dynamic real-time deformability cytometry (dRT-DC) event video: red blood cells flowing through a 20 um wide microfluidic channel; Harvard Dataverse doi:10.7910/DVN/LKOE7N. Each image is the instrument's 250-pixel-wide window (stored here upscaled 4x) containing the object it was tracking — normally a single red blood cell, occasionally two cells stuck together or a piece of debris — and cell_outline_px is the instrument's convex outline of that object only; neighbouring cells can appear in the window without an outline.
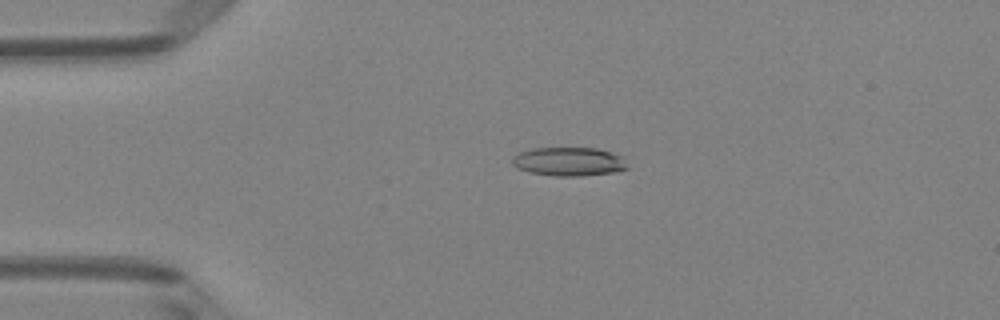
{"species": "Egyptian fruit bat (a non-hibernating species)", "species_latin": "Rousettus aegyptiacus", "temperature_condition": "room temperature", "stored_images_in_passage": 5, "camera_frame_rate_fps": 3000, "um_per_image_px": 0.085, "animal": {"sex": "female"}, "frame": {"image": 1, "passage_image": 4, "time_ms": 1.0, "image_size_px": [1000, 320], "cell_outline_px": [[628, 168], [616, 172], [580, 176], [556, 176], [528, 172], [516, 168], [512, 164], [512, 160], [520, 152], [532, 148], [596, 148], [612, 152], [624, 156]], "centroid_in_image_um": [48.39, 13.74], "position_along_channel_um": 36.6, "area_um2": 19.42}}